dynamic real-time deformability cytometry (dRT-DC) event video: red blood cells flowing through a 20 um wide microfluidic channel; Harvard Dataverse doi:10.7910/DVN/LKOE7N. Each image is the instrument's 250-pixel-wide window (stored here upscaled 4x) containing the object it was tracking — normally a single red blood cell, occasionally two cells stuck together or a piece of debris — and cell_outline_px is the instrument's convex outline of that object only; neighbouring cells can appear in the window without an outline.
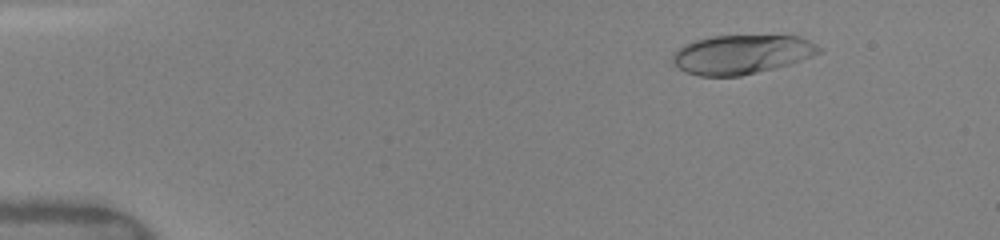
{"species": "human", "species_latin": "Homo sapiens", "temperature_condition": "warm", "stored_images_in_passage": 9, "camera_frame_rate_fps": 3000, "um_per_image_px": 0.085, "donor": {"sex": "female"}, "frame": {"image": 1, "passage_image": 4, "time_ms": 1.0, "image_size_px": [1000, 240], "cell_outline_px": [[824, 52], [788, 64], [740, 76], [700, 76], [684, 72], [672, 60], [672, 52], [684, 44], [696, 40], [712, 36], [800, 36], [816, 44]], "centroid_in_image_um": [63.02, 4.62], "position_along_channel_um": 22.0, "area_um2": 33.12}}
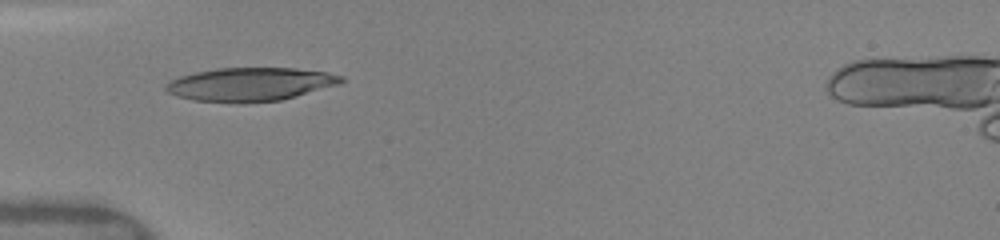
{"frame": {"image": 2, "passage_image": 8, "time_ms": 4.333, "image_size_px": [1000, 240], "cell_outline_px": [[344, 80], [340, 84], [296, 96], [280, 100], [244, 104], [236, 104], [192, 100], [176, 96], [168, 92], [164, 88], [164, 84], [180, 76], [196, 72], [216, 68], [296, 68], [328, 72], [344, 76]], "centroid_in_image_um": [21.26, 7.18], "position_along_channel_um": 63.7, "area_um2": 34.68}}